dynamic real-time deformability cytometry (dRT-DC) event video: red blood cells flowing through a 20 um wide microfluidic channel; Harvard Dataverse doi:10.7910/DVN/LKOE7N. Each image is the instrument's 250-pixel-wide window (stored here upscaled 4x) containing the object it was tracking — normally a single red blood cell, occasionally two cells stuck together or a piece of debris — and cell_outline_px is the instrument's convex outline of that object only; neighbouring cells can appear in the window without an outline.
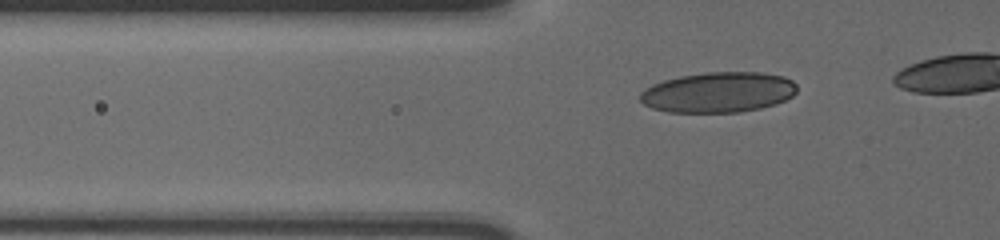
{"species": "human", "species_latin": "Homo sapiens", "temperature_condition": "cold", "stored_images_in_passage": 43, "camera_frame_rate_fps": 3000, "um_per_image_px": 0.085, "donor": {"sex": "male"}, "frame": {"image": 1, "passage_image": 12, "time_ms": 3.667, "image_size_px": [1000, 240], "cell_outline_px": [[796, 92], [792, 96], [776, 104], [760, 108], [740, 112], [668, 112], [652, 108], [644, 104], [640, 100], [640, 92], [644, 88], [652, 84], [664, 80], [680, 76], [708, 72], [760, 72], [784, 76], [792, 80], [796, 84]], "centroid_in_image_um": [61.05, 7.84], "position_along_channel_um": 64.7, "area_um2": 37.05}}
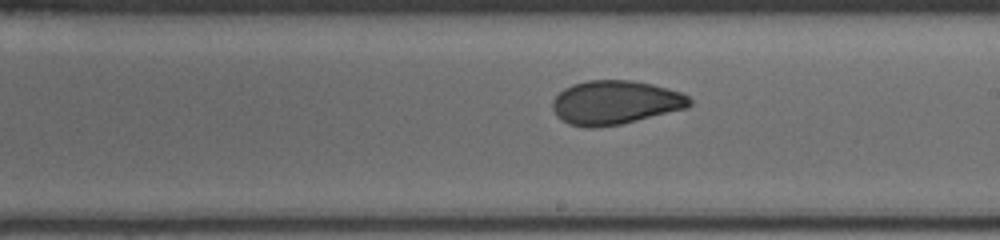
{"frame": {"image": 2, "passage_image": 27, "time_ms": 8.667, "image_size_px": [1000, 240], "cell_outline_px": [[692, 104], [688, 108], [620, 124], [592, 128], [588, 128], [568, 124], [556, 116], [552, 108], [552, 100], [564, 88], [572, 84], [588, 80], [632, 80], [652, 84], [668, 88], [680, 92], [688, 96], [692, 100]], "centroid_in_image_um": [52.29, 8.71], "position_along_channel_um": 236.7, "area_um2": 35.2}}
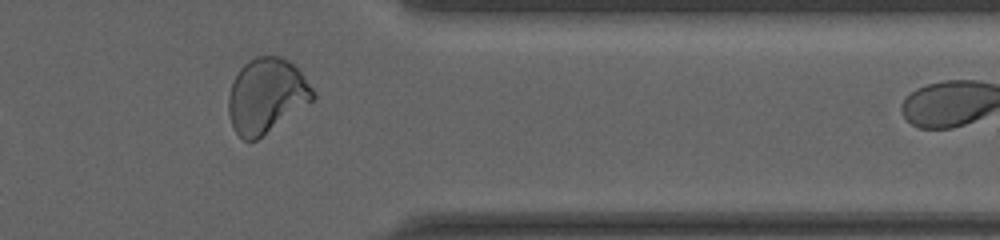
{"frame": {"image": 3, "passage_image": 40, "time_ms": 13.0, "image_size_px": [1000, 240], "cell_outline_px": [[316, 96], [312, 100], [256, 140], [244, 140], [232, 128], [228, 112], [228, 96], [232, 84], [240, 68], [248, 60], [256, 56], [280, 56], [288, 60], [300, 72], [312, 88]], "centroid_in_image_um": [22.61, 8.12], "position_along_channel_um": 388.8, "area_um2": 36.18}}